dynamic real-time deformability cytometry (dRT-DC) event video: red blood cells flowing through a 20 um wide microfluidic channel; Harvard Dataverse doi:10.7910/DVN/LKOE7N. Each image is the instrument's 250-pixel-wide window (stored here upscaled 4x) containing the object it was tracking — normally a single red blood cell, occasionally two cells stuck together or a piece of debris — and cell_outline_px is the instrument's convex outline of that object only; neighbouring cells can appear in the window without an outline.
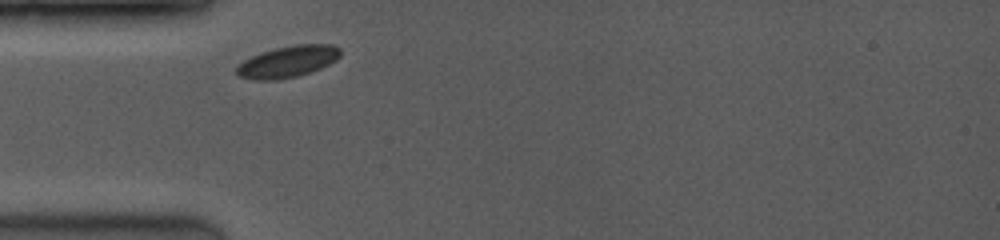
{"species": "common noctule bat (a hibernating species)", "species_latin": "Nyctalus noctula", "temperature_condition": "room temperature", "stored_images_in_passage": 8, "camera_frame_rate_fps": 3500, "um_per_image_px": 0.085, "animal": {"sex": "female", "body_mass_g": 19.0, "forearm_length_mm": 53.3}, "frame": {"image": 1, "passage_image": 1, "time_ms": 0.0, "image_size_px": [1000, 240], "cell_outline_px": [[340, 56], [336, 60], [320, 68], [296, 76], [276, 80], [252, 80], [236, 76], [236, 68], [244, 60], [260, 52], [276, 48], [296, 44], [332, 44], [340, 48]], "centroid_in_image_um": [24.44, 5.24], "position_along_channel_um": 60.6, "area_um2": 19.02}}
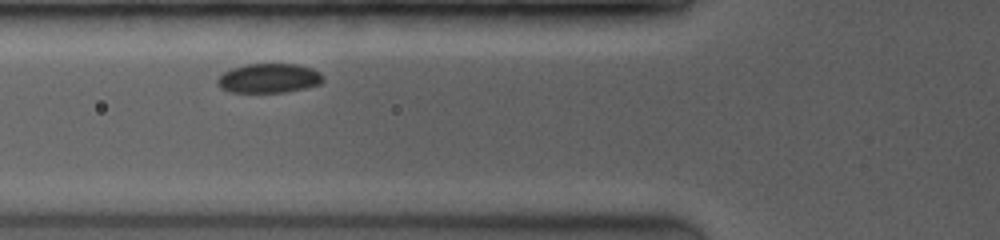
{"frame": {"image": 2, "passage_image": 3, "time_ms": 1.143, "image_size_px": [1000, 240], "cell_outline_px": [[324, 80], [320, 84], [304, 88], [284, 92], [232, 92], [220, 88], [216, 84], [216, 80], [224, 72], [232, 68], [248, 64], [296, 64], [312, 68], [320, 72], [324, 76]], "centroid_in_image_um": [22.87, 6.65], "position_along_channel_um": 102.9, "area_um2": 18.09}}